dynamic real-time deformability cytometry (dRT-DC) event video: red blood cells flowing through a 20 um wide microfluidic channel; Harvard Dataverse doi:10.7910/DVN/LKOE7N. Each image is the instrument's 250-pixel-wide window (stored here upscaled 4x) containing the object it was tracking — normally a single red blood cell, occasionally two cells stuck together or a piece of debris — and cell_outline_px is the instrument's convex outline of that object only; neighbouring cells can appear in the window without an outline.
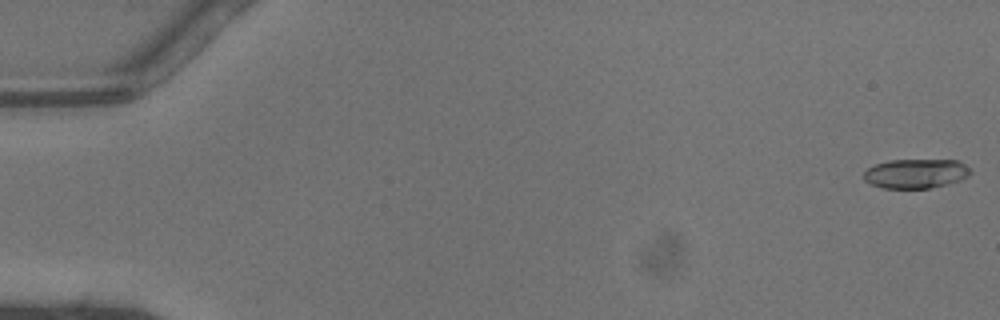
{"species": "common noctule bat (a hibernating species)", "species_latin": "Nyctalus noctula", "temperature_condition": "warm", "stored_images_in_passage": 47, "camera_frame_rate_fps": 3000, "um_per_image_px": 0.085, "animal": {"sex": "male", "body_mass_g": 13.3}, "frame": {"image": 1, "passage_image": 1, "time_ms": 0.0, "image_size_px": [1000, 320], "cell_outline_px": [[972, 172], [968, 176], [960, 180], [928, 188], [884, 188], [872, 184], [864, 180], [864, 172], [868, 168], [876, 164], [888, 160], [956, 160], [964, 164]], "centroid_in_image_um": [77.83, 14.74], "position_along_channel_um": 7.2, "area_um2": 18.03}}
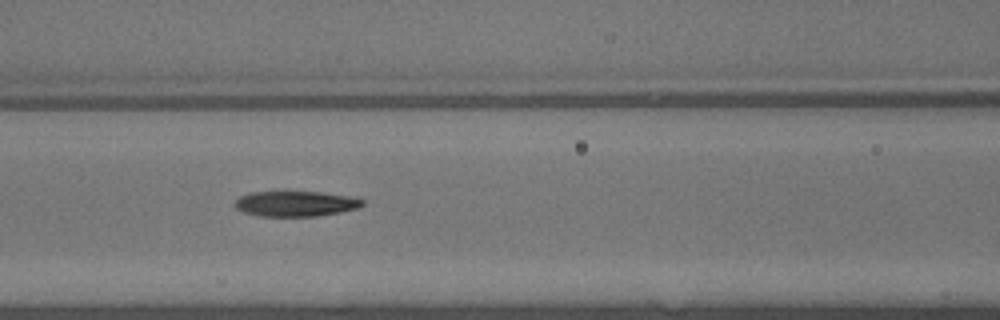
{"frame": {"image": 2, "passage_image": 21, "time_ms": 6.667, "image_size_px": [1000, 320], "cell_outline_px": [[364, 204], [360, 208], [340, 212], [316, 216], [260, 216], [244, 212], [236, 208], [232, 204], [240, 196], [252, 192], [284, 188], [324, 192], [356, 196], [364, 200]], "centroid_in_image_um": [25.15, 17.25], "position_along_channel_um": 141.5, "area_um2": 20.11}}
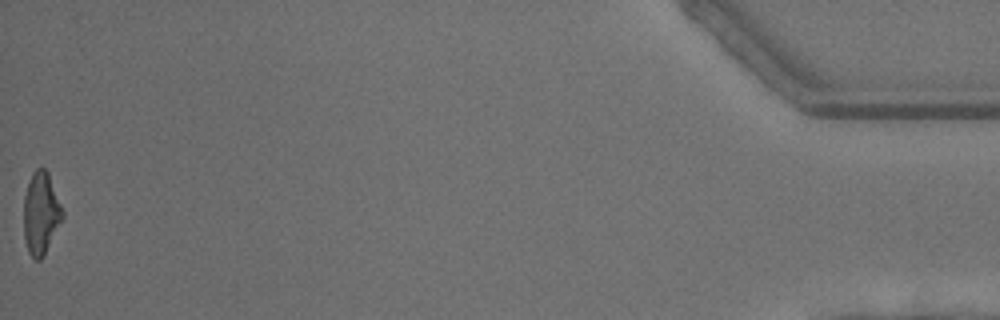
{"frame": {"image": 3, "passage_image": 47, "time_ms": 15.333, "image_size_px": [1000, 320], "cell_outline_px": [[64, 220], [44, 256], [40, 260], [36, 260], [28, 252], [24, 236], [24, 196], [32, 172], [36, 168], [44, 168], [48, 172], [64, 212]], "centroid_in_image_um": [3.5, 18.15], "position_along_channel_um": 431.7, "area_um2": 18.84}, "authors_computed_cell_mechanics": {"area_um2": 19.1318, "velocity_mm_per_s": 4.5126, "shape_relaxation_time_tau1_ms": 5.2523, "shape_relaxation_time_tau2_ms": 7.8905, "deformation_change_tau1": 0.2219, "deformation_change_tau2": 0.213}}